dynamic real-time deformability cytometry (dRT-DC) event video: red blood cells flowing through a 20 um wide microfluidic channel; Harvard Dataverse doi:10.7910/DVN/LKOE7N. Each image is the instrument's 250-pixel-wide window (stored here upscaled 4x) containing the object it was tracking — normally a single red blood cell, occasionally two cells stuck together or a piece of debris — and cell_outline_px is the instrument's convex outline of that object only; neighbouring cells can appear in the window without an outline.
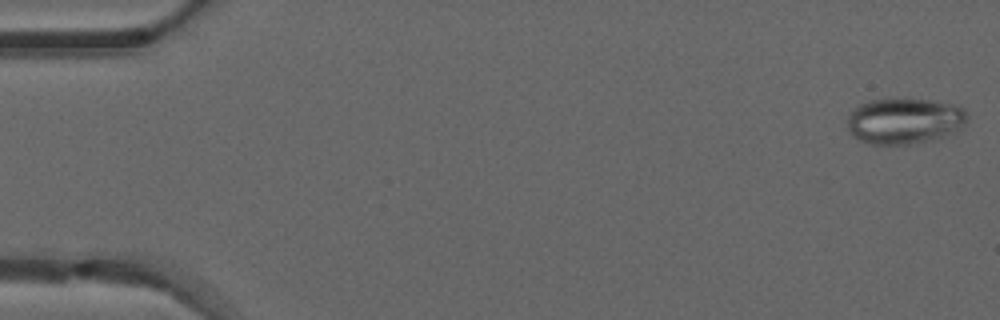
{"species": "common noctule bat (a hibernating species)", "species_latin": "Nyctalus noctula", "temperature_condition": "warm", "stored_images_in_passage": 49, "camera_frame_rate_fps": 3000, "um_per_image_px": 0.085, "animal": {"sex": "male", "forearm_length_mm": 52.5}, "frame": {"image": 1, "passage_image": 1, "time_ms": 0.0, "image_size_px": [1000, 320], "cell_outline_px": [[968, 120], [964, 128], [956, 132], [932, 140], [908, 144], [872, 144], [860, 140], [852, 136], [848, 132], [848, 112], [860, 104], [868, 100], [932, 100], [960, 104], [968, 112]], "centroid_in_image_um": [76.94, 10.28], "position_along_channel_um": 8.1, "area_um2": 32.54}}
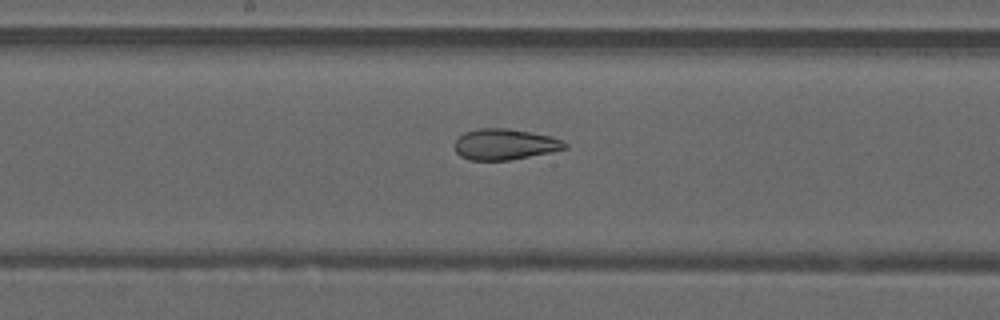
{"frame": {"image": 2, "passage_image": 26, "time_ms": 8.333, "image_size_px": [1000, 320], "cell_outline_px": [[568, 148], [552, 152], [508, 160], [468, 160], [460, 156], [456, 152], [452, 144], [464, 132], [480, 128], [504, 128], [552, 136], [564, 140], [568, 144]], "centroid_in_image_um": [42.91, 12.27], "position_along_channel_um": 205.3, "area_um2": 20.0}}
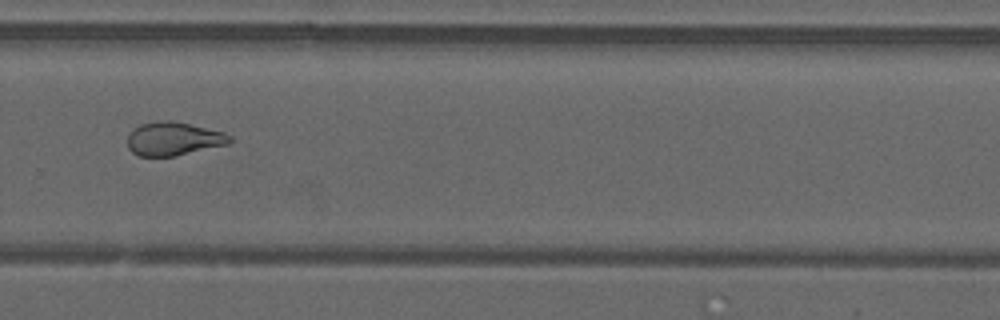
{"frame": {"image": 3, "passage_image": 34, "time_ms": 11.0, "image_size_px": [1000, 320], "cell_outline_px": [[232, 140], [228, 144], [176, 156], [140, 156], [132, 152], [128, 148], [128, 136], [140, 124], [164, 120], [168, 120], [188, 124], [224, 132], [232, 136]], "centroid_in_image_um": [14.77, 11.81], "position_along_channel_um": 315.0, "area_um2": 19.71}, "authors_computed_cell_mechanics": {"area_um2": 23.698, "velocity_mm_per_s": 4.1321, "shape_relaxation_time_tau1_ms": null, "shape_relaxation_time_tau2_ms": 1.5068, "deformation_change_tau1": null, "deformation_change_tau2": 0.0794}}